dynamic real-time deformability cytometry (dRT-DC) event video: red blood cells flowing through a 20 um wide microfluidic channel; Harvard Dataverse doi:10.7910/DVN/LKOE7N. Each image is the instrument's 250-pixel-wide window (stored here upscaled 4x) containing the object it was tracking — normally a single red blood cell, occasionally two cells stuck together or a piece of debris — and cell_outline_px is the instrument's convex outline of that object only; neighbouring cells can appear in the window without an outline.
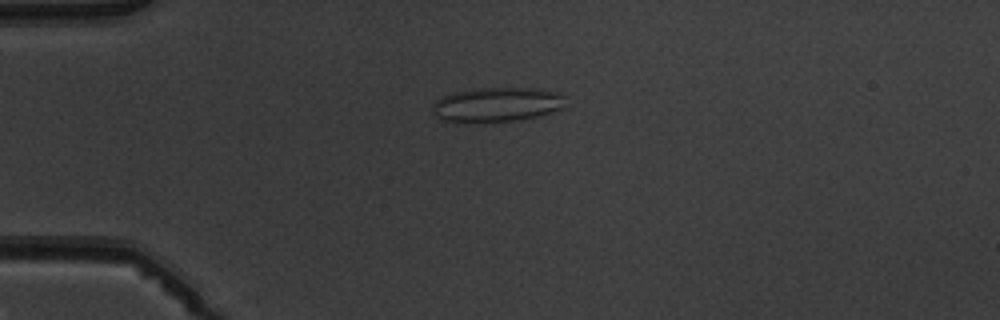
{"species": "common noctule bat (a hibernating species)", "species_latin": "Nyctalus noctula", "temperature_condition": "warm", "stored_images_in_passage": 5, "camera_frame_rate_fps": 3000, "um_per_image_px": 0.085, "animal": {"sex": "male", "body_mass_g": 19.5, "forearm_length_mm": 54.6}, "frame": {"image": 1, "passage_image": 5, "time_ms": 4.667, "image_size_px": [1000, 320], "cell_outline_px": [[564, 108], [536, 116], [516, 120], [444, 120], [436, 116], [432, 112], [432, 104], [440, 96], [452, 92], [476, 88], [532, 88], [556, 92], [564, 96]], "centroid_in_image_um": [42.22, 8.84], "position_along_channel_um": 42.8, "area_um2": 26.07}}